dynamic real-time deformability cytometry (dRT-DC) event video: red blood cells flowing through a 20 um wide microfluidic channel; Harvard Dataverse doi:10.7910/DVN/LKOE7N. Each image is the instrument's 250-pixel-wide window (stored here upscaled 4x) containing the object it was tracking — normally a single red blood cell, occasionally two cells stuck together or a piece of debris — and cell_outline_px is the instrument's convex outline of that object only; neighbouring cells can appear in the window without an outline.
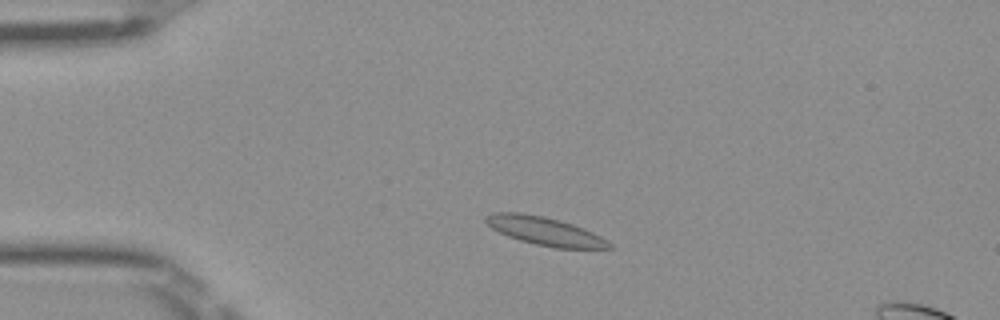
{"species": "Egyptian fruit bat (a non-hibernating species)", "species_latin": "Rousettus aegyptiacus", "temperature_condition": "room temperature", "stored_images_in_passage": 46, "camera_frame_rate_fps": 3000, "um_per_image_px": 0.085, "frame": {"image": 1, "passage_image": 6, "time_ms": 1.667, "image_size_px": [1000, 320], "cell_outline_px": [[616, 248], [556, 248], [536, 244], [520, 240], [508, 236], [492, 228], [484, 220], [484, 216], [492, 212], [520, 212], [544, 216], [560, 220], [584, 228], [600, 236], [612, 244]], "centroid_in_image_um": [46.3, 19.63], "position_along_channel_um": 38.7, "area_um2": 20.29}}
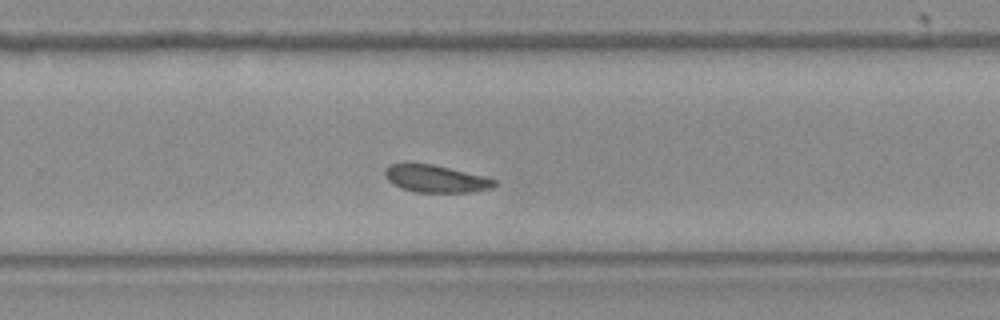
{"frame": {"image": 2, "passage_image": 28, "time_ms": 9.0, "image_size_px": [1000, 320], "cell_outline_px": [[496, 184], [492, 188], [472, 192], [416, 192], [404, 188], [388, 180], [384, 176], [384, 168], [388, 164], [432, 164], [496, 180]], "centroid_in_image_um": [37.01, 15.2], "position_along_channel_um": 292.8, "area_um2": 16.94}}
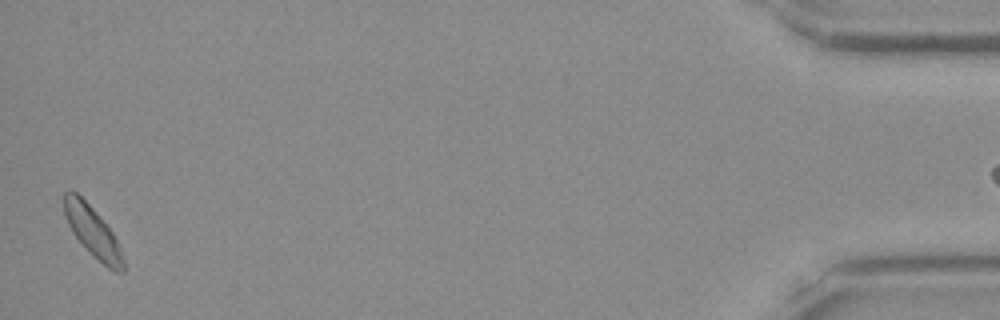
{"frame": {"image": 3, "passage_image": 45, "time_ms": 14.667, "image_size_px": [1000, 320], "cell_outline_px": [[124, 272], [116, 272], [108, 268], [72, 232], [68, 224], [64, 212], [64, 192], [72, 188], [92, 208], [112, 232], [116, 240], [124, 260]], "centroid_in_image_um": [7.86, 19.65], "position_along_channel_um": 427.3, "area_um2": 16.59}}